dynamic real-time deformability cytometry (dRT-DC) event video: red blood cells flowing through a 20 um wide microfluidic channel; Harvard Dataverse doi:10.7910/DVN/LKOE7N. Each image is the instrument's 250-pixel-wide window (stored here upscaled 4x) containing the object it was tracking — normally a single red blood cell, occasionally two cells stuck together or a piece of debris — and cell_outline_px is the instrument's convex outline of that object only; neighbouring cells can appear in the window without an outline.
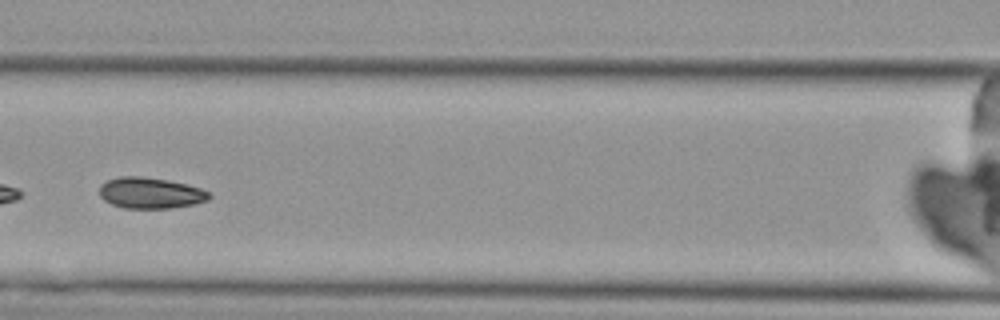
{"species": "Egyptian fruit bat (a non-hibernating species)", "species_latin": "Rousettus aegyptiacus", "temperature_condition": "cold", "stored_images_in_passage": 3, "camera_frame_rate_fps": 3000, "um_per_image_px": 0.085, "animal": {"sex": "female"}, "frame": {"image": 1, "passage_image": 3, "time_ms": 2.667, "image_size_px": [1000, 320], "cell_outline_px": [[212, 196], [208, 200], [196, 204], [168, 208], [124, 208], [112, 204], [104, 200], [100, 196], [100, 184], [108, 180], [120, 176], [140, 176], [168, 180], [200, 188], [208, 192]], "centroid_in_image_um": [12.78, 16.4], "position_along_channel_um": 153.8, "area_um2": 19.77}}